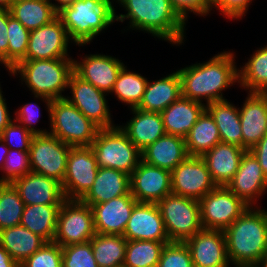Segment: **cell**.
<instances>
[{
    "mask_svg": "<svg viewBox=\"0 0 267 267\" xmlns=\"http://www.w3.org/2000/svg\"><path fill=\"white\" fill-rule=\"evenodd\" d=\"M233 52H222L208 62L196 63L178 70L182 97L205 105L226 100L222 91L239 82V72Z\"/></svg>",
    "mask_w": 267,
    "mask_h": 267,
    "instance_id": "1",
    "label": "cell"
},
{
    "mask_svg": "<svg viewBox=\"0 0 267 267\" xmlns=\"http://www.w3.org/2000/svg\"><path fill=\"white\" fill-rule=\"evenodd\" d=\"M224 234L231 265H258L267 253V211L249 206Z\"/></svg>",
    "mask_w": 267,
    "mask_h": 267,
    "instance_id": "2",
    "label": "cell"
},
{
    "mask_svg": "<svg viewBox=\"0 0 267 267\" xmlns=\"http://www.w3.org/2000/svg\"><path fill=\"white\" fill-rule=\"evenodd\" d=\"M117 1L127 14L116 15V21L130 20L129 28L132 30H141L170 44L182 45L186 23L174 11L170 0Z\"/></svg>",
    "mask_w": 267,
    "mask_h": 267,
    "instance_id": "3",
    "label": "cell"
},
{
    "mask_svg": "<svg viewBox=\"0 0 267 267\" xmlns=\"http://www.w3.org/2000/svg\"><path fill=\"white\" fill-rule=\"evenodd\" d=\"M73 72L72 58L22 60L10 70V74L21 76V81L25 82L35 98L45 100L49 118L51 101L65 98L62 92L68 89Z\"/></svg>",
    "mask_w": 267,
    "mask_h": 267,
    "instance_id": "4",
    "label": "cell"
},
{
    "mask_svg": "<svg viewBox=\"0 0 267 267\" xmlns=\"http://www.w3.org/2000/svg\"><path fill=\"white\" fill-rule=\"evenodd\" d=\"M113 0H76L58 12L65 29L78 46H84L115 22Z\"/></svg>",
    "mask_w": 267,
    "mask_h": 267,
    "instance_id": "5",
    "label": "cell"
},
{
    "mask_svg": "<svg viewBox=\"0 0 267 267\" xmlns=\"http://www.w3.org/2000/svg\"><path fill=\"white\" fill-rule=\"evenodd\" d=\"M98 167L112 168L128 175L142 160L141 151L118 126L99 129L90 145Z\"/></svg>",
    "mask_w": 267,
    "mask_h": 267,
    "instance_id": "6",
    "label": "cell"
},
{
    "mask_svg": "<svg viewBox=\"0 0 267 267\" xmlns=\"http://www.w3.org/2000/svg\"><path fill=\"white\" fill-rule=\"evenodd\" d=\"M49 133L72 147L90 146L100 129L65 98L51 101Z\"/></svg>",
    "mask_w": 267,
    "mask_h": 267,
    "instance_id": "7",
    "label": "cell"
},
{
    "mask_svg": "<svg viewBox=\"0 0 267 267\" xmlns=\"http://www.w3.org/2000/svg\"><path fill=\"white\" fill-rule=\"evenodd\" d=\"M157 205L170 242H185L203 229L199 200L171 193Z\"/></svg>",
    "mask_w": 267,
    "mask_h": 267,
    "instance_id": "8",
    "label": "cell"
},
{
    "mask_svg": "<svg viewBox=\"0 0 267 267\" xmlns=\"http://www.w3.org/2000/svg\"><path fill=\"white\" fill-rule=\"evenodd\" d=\"M93 212L81 200L66 199L60 206L53 242L61 247L85 243L95 236Z\"/></svg>",
    "mask_w": 267,
    "mask_h": 267,
    "instance_id": "9",
    "label": "cell"
},
{
    "mask_svg": "<svg viewBox=\"0 0 267 267\" xmlns=\"http://www.w3.org/2000/svg\"><path fill=\"white\" fill-rule=\"evenodd\" d=\"M71 147L50 133L34 135L29 148L31 172L62 184Z\"/></svg>",
    "mask_w": 267,
    "mask_h": 267,
    "instance_id": "10",
    "label": "cell"
},
{
    "mask_svg": "<svg viewBox=\"0 0 267 267\" xmlns=\"http://www.w3.org/2000/svg\"><path fill=\"white\" fill-rule=\"evenodd\" d=\"M203 229L225 230L249 207L226 186H217L199 200Z\"/></svg>",
    "mask_w": 267,
    "mask_h": 267,
    "instance_id": "11",
    "label": "cell"
},
{
    "mask_svg": "<svg viewBox=\"0 0 267 267\" xmlns=\"http://www.w3.org/2000/svg\"><path fill=\"white\" fill-rule=\"evenodd\" d=\"M98 169L90 146L71 147L62 182L65 198L81 200L93 186Z\"/></svg>",
    "mask_w": 267,
    "mask_h": 267,
    "instance_id": "12",
    "label": "cell"
},
{
    "mask_svg": "<svg viewBox=\"0 0 267 267\" xmlns=\"http://www.w3.org/2000/svg\"><path fill=\"white\" fill-rule=\"evenodd\" d=\"M71 96L65 99L74 105L85 117L91 120L100 129L115 127L112 123L106 93L100 91L91 83L83 80L75 72L69 79Z\"/></svg>",
    "mask_w": 267,
    "mask_h": 267,
    "instance_id": "13",
    "label": "cell"
},
{
    "mask_svg": "<svg viewBox=\"0 0 267 267\" xmlns=\"http://www.w3.org/2000/svg\"><path fill=\"white\" fill-rule=\"evenodd\" d=\"M172 193L200 200L217 185L202 157L188 156L171 171Z\"/></svg>",
    "mask_w": 267,
    "mask_h": 267,
    "instance_id": "14",
    "label": "cell"
},
{
    "mask_svg": "<svg viewBox=\"0 0 267 267\" xmlns=\"http://www.w3.org/2000/svg\"><path fill=\"white\" fill-rule=\"evenodd\" d=\"M71 39L60 18L30 31L26 57L23 60L71 58L68 44Z\"/></svg>",
    "mask_w": 267,
    "mask_h": 267,
    "instance_id": "15",
    "label": "cell"
},
{
    "mask_svg": "<svg viewBox=\"0 0 267 267\" xmlns=\"http://www.w3.org/2000/svg\"><path fill=\"white\" fill-rule=\"evenodd\" d=\"M130 193L138 203H158L172 193L171 172L141 160L130 175Z\"/></svg>",
    "mask_w": 267,
    "mask_h": 267,
    "instance_id": "16",
    "label": "cell"
},
{
    "mask_svg": "<svg viewBox=\"0 0 267 267\" xmlns=\"http://www.w3.org/2000/svg\"><path fill=\"white\" fill-rule=\"evenodd\" d=\"M185 244L194 267H229L224 230L202 229Z\"/></svg>",
    "mask_w": 267,
    "mask_h": 267,
    "instance_id": "17",
    "label": "cell"
},
{
    "mask_svg": "<svg viewBox=\"0 0 267 267\" xmlns=\"http://www.w3.org/2000/svg\"><path fill=\"white\" fill-rule=\"evenodd\" d=\"M226 187L241 198L248 206L257 203V198L267 190V177L255 156L249 151L242 155L239 167Z\"/></svg>",
    "mask_w": 267,
    "mask_h": 267,
    "instance_id": "18",
    "label": "cell"
},
{
    "mask_svg": "<svg viewBox=\"0 0 267 267\" xmlns=\"http://www.w3.org/2000/svg\"><path fill=\"white\" fill-rule=\"evenodd\" d=\"M123 237L127 240L170 242L157 203H137Z\"/></svg>",
    "mask_w": 267,
    "mask_h": 267,
    "instance_id": "19",
    "label": "cell"
},
{
    "mask_svg": "<svg viewBox=\"0 0 267 267\" xmlns=\"http://www.w3.org/2000/svg\"><path fill=\"white\" fill-rule=\"evenodd\" d=\"M138 201L129 192L91 206L97 234L123 235L131 212Z\"/></svg>",
    "mask_w": 267,
    "mask_h": 267,
    "instance_id": "20",
    "label": "cell"
},
{
    "mask_svg": "<svg viewBox=\"0 0 267 267\" xmlns=\"http://www.w3.org/2000/svg\"><path fill=\"white\" fill-rule=\"evenodd\" d=\"M123 66L118 58L103 54L87 55L80 62L74 60V72L106 94L111 93Z\"/></svg>",
    "mask_w": 267,
    "mask_h": 267,
    "instance_id": "21",
    "label": "cell"
},
{
    "mask_svg": "<svg viewBox=\"0 0 267 267\" xmlns=\"http://www.w3.org/2000/svg\"><path fill=\"white\" fill-rule=\"evenodd\" d=\"M12 184L25 205H61L66 200L62 184L45 175L29 172Z\"/></svg>",
    "mask_w": 267,
    "mask_h": 267,
    "instance_id": "22",
    "label": "cell"
},
{
    "mask_svg": "<svg viewBox=\"0 0 267 267\" xmlns=\"http://www.w3.org/2000/svg\"><path fill=\"white\" fill-rule=\"evenodd\" d=\"M239 113L243 149L247 151L267 134V93L249 92Z\"/></svg>",
    "mask_w": 267,
    "mask_h": 267,
    "instance_id": "23",
    "label": "cell"
},
{
    "mask_svg": "<svg viewBox=\"0 0 267 267\" xmlns=\"http://www.w3.org/2000/svg\"><path fill=\"white\" fill-rule=\"evenodd\" d=\"M245 151L239 146L221 142L202 156L217 186H226L231 181Z\"/></svg>",
    "mask_w": 267,
    "mask_h": 267,
    "instance_id": "24",
    "label": "cell"
},
{
    "mask_svg": "<svg viewBox=\"0 0 267 267\" xmlns=\"http://www.w3.org/2000/svg\"><path fill=\"white\" fill-rule=\"evenodd\" d=\"M135 114L125 126H119L129 140L140 150L164 136L165 130L162 116L158 112L144 111L137 108L131 109Z\"/></svg>",
    "mask_w": 267,
    "mask_h": 267,
    "instance_id": "25",
    "label": "cell"
},
{
    "mask_svg": "<svg viewBox=\"0 0 267 267\" xmlns=\"http://www.w3.org/2000/svg\"><path fill=\"white\" fill-rule=\"evenodd\" d=\"M141 155L145 163L171 172L188 157L185 138L165 134L142 150Z\"/></svg>",
    "mask_w": 267,
    "mask_h": 267,
    "instance_id": "26",
    "label": "cell"
},
{
    "mask_svg": "<svg viewBox=\"0 0 267 267\" xmlns=\"http://www.w3.org/2000/svg\"><path fill=\"white\" fill-rule=\"evenodd\" d=\"M130 192V175L112 168L99 167L93 186L81 201L90 206L101 204Z\"/></svg>",
    "mask_w": 267,
    "mask_h": 267,
    "instance_id": "27",
    "label": "cell"
},
{
    "mask_svg": "<svg viewBox=\"0 0 267 267\" xmlns=\"http://www.w3.org/2000/svg\"><path fill=\"white\" fill-rule=\"evenodd\" d=\"M205 109L204 103L181 96L160 113L165 133L185 138Z\"/></svg>",
    "mask_w": 267,
    "mask_h": 267,
    "instance_id": "28",
    "label": "cell"
},
{
    "mask_svg": "<svg viewBox=\"0 0 267 267\" xmlns=\"http://www.w3.org/2000/svg\"><path fill=\"white\" fill-rule=\"evenodd\" d=\"M181 96V78L176 71L157 81H147L142 101L137 109L161 113Z\"/></svg>",
    "mask_w": 267,
    "mask_h": 267,
    "instance_id": "29",
    "label": "cell"
},
{
    "mask_svg": "<svg viewBox=\"0 0 267 267\" xmlns=\"http://www.w3.org/2000/svg\"><path fill=\"white\" fill-rule=\"evenodd\" d=\"M46 241L24 226L0 230V246L20 265L38 251Z\"/></svg>",
    "mask_w": 267,
    "mask_h": 267,
    "instance_id": "30",
    "label": "cell"
},
{
    "mask_svg": "<svg viewBox=\"0 0 267 267\" xmlns=\"http://www.w3.org/2000/svg\"><path fill=\"white\" fill-rule=\"evenodd\" d=\"M206 110L217 125L221 142L243 148L239 108L226 99L207 104Z\"/></svg>",
    "mask_w": 267,
    "mask_h": 267,
    "instance_id": "31",
    "label": "cell"
},
{
    "mask_svg": "<svg viewBox=\"0 0 267 267\" xmlns=\"http://www.w3.org/2000/svg\"><path fill=\"white\" fill-rule=\"evenodd\" d=\"M60 206L41 204L25 205L20 225L37 234L46 242H53Z\"/></svg>",
    "mask_w": 267,
    "mask_h": 267,
    "instance_id": "32",
    "label": "cell"
},
{
    "mask_svg": "<svg viewBox=\"0 0 267 267\" xmlns=\"http://www.w3.org/2000/svg\"><path fill=\"white\" fill-rule=\"evenodd\" d=\"M51 3V0H14L9 12L31 31L50 23L57 17L58 13Z\"/></svg>",
    "mask_w": 267,
    "mask_h": 267,
    "instance_id": "33",
    "label": "cell"
},
{
    "mask_svg": "<svg viewBox=\"0 0 267 267\" xmlns=\"http://www.w3.org/2000/svg\"><path fill=\"white\" fill-rule=\"evenodd\" d=\"M188 156L202 157L216 144L221 143L217 125L205 109L185 137Z\"/></svg>",
    "mask_w": 267,
    "mask_h": 267,
    "instance_id": "34",
    "label": "cell"
},
{
    "mask_svg": "<svg viewBox=\"0 0 267 267\" xmlns=\"http://www.w3.org/2000/svg\"><path fill=\"white\" fill-rule=\"evenodd\" d=\"M99 267H118L125 261L127 239L123 235L95 234L90 240Z\"/></svg>",
    "mask_w": 267,
    "mask_h": 267,
    "instance_id": "35",
    "label": "cell"
},
{
    "mask_svg": "<svg viewBox=\"0 0 267 267\" xmlns=\"http://www.w3.org/2000/svg\"><path fill=\"white\" fill-rule=\"evenodd\" d=\"M238 72V83L243 89L267 93V45L256 50Z\"/></svg>",
    "mask_w": 267,
    "mask_h": 267,
    "instance_id": "36",
    "label": "cell"
},
{
    "mask_svg": "<svg viewBox=\"0 0 267 267\" xmlns=\"http://www.w3.org/2000/svg\"><path fill=\"white\" fill-rule=\"evenodd\" d=\"M147 81L146 77L130 72L124 65L111 93H114L122 103L129 105L130 109L137 108L142 101Z\"/></svg>",
    "mask_w": 267,
    "mask_h": 267,
    "instance_id": "37",
    "label": "cell"
},
{
    "mask_svg": "<svg viewBox=\"0 0 267 267\" xmlns=\"http://www.w3.org/2000/svg\"><path fill=\"white\" fill-rule=\"evenodd\" d=\"M150 240H127L125 253L126 267H157L165 244Z\"/></svg>",
    "mask_w": 267,
    "mask_h": 267,
    "instance_id": "38",
    "label": "cell"
},
{
    "mask_svg": "<svg viewBox=\"0 0 267 267\" xmlns=\"http://www.w3.org/2000/svg\"><path fill=\"white\" fill-rule=\"evenodd\" d=\"M25 204L12 183H0V230L20 225Z\"/></svg>",
    "mask_w": 267,
    "mask_h": 267,
    "instance_id": "39",
    "label": "cell"
},
{
    "mask_svg": "<svg viewBox=\"0 0 267 267\" xmlns=\"http://www.w3.org/2000/svg\"><path fill=\"white\" fill-rule=\"evenodd\" d=\"M7 31V70L10 73V70L26 57L30 30L26 29L16 18L10 15Z\"/></svg>",
    "mask_w": 267,
    "mask_h": 267,
    "instance_id": "40",
    "label": "cell"
},
{
    "mask_svg": "<svg viewBox=\"0 0 267 267\" xmlns=\"http://www.w3.org/2000/svg\"><path fill=\"white\" fill-rule=\"evenodd\" d=\"M2 171L5 175L0 177V183H12L31 172L29 151L9 149Z\"/></svg>",
    "mask_w": 267,
    "mask_h": 267,
    "instance_id": "41",
    "label": "cell"
},
{
    "mask_svg": "<svg viewBox=\"0 0 267 267\" xmlns=\"http://www.w3.org/2000/svg\"><path fill=\"white\" fill-rule=\"evenodd\" d=\"M63 267H99L92 252L90 241L62 247Z\"/></svg>",
    "mask_w": 267,
    "mask_h": 267,
    "instance_id": "42",
    "label": "cell"
},
{
    "mask_svg": "<svg viewBox=\"0 0 267 267\" xmlns=\"http://www.w3.org/2000/svg\"><path fill=\"white\" fill-rule=\"evenodd\" d=\"M62 247L55 242H46L19 267H62Z\"/></svg>",
    "mask_w": 267,
    "mask_h": 267,
    "instance_id": "43",
    "label": "cell"
},
{
    "mask_svg": "<svg viewBox=\"0 0 267 267\" xmlns=\"http://www.w3.org/2000/svg\"><path fill=\"white\" fill-rule=\"evenodd\" d=\"M157 267H194L185 242H169L163 247Z\"/></svg>",
    "mask_w": 267,
    "mask_h": 267,
    "instance_id": "44",
    "label": "cell"
},
{
    "mask_svg": "<svg viewBox=\"0 0 267 267\" xmlns=\"http://www.w3.org/2000/svg\"><path fill=\"white\" fill-rule=\"evenodd\" d=\"M34 135L17 121H11L2 131L0 138L9 149L29 151Z\"/></svg>",
    "mask_w": 267,
    "mask_h": 267,
    "instance_id": "45",
    "label": "cell"
},
{
    "mask_svg": "<svg viewBox=\"0 0 267 267\" xmlns=\"http://www.w3.org/2000/svg\"><path fill=\"white\" fill-rule=\"evenodd\" d=\"M174 11L186 23L188 12L206 16L212 10L211 0H170Z\"/></svg>",
    "mask_w": 267,
    "mask_h": 267,
    "instance_id": "46",
    "label": "cell"
},
{
    "mask_svg": "<svg viewBox=\"0 0 267 267\" xmlns=\"http://www.w3.org/2000/svg\"><path fill=\"white\" fill-rule=\"evenodd\" d=\"M14 114L16 118L13 120L23 125L31 134L42 135L49 133L46 129L40 130L33 126V124L35 125V123L38 122V118L40 117V108L37 103H27L20 107Z\"/></svg>",
    "mask_w": 267,
    "mask_h": 267,
    "instance_id": "47",
    "label": "cell"
},
{
    "mask_svg": "<svg viewBox=\"0 0 267 267\" xmlns=\"http://www.w3.org/2000/svg\"><path fill=\"white\" fill-rule=\"evenodd\" d=\"M252 0H211L212 8H216L229 19L244 17Z\"/></svg>",
    "mask_w": 267,
    "mask_h": 267,
    "instance_id": "48",
    "label": "cell"
},
{
    "mask_svg": "<svg viewBox=\"0 0 267 267\" xmlns=\"http://www.w3.org/2000/svg\"><path fill=\"white\" fill-rule=\"evenodd\" d=\"M9 10H0V59L7 68L8 31L7 23L10 16Z\"/></svg>",
    "mask_w": 267,
    "mask_h": 267,
    "instance_id": "49",
    "label": "cell"
},
{
    "mask_svg": "<svg viewBox=\"0 0 267 267\" xmlns=\"http://www.w3.org/2000/svg\"><path fill=\"white\" fill-rule=\"evenodd\" d=\"M249 151L255 156L267 177V134Z\"/></svg>",
    "mask_w": 267,
    "mask_h": 267,
    "instance_id": "50",
    "label": "cell"
},
{
    "mask_svg": "<svg viewBox=\"0 0 267 267\" xmlns=\"http://www.w3.org/2000/svg\"><path fill=\"white\" fill-rule=\"evenodd\" d=\"M3 97L0 87V135L2 134L3 129L12 121V116H10L9 110L7 109L6 98Z\"/></svg>",
    "mask_w": 267,
    "mask_h": 267,
    "instance_id": "51",
    "label": "cell"
},
{
    "mask_svg": "<svg viewBox=\"0 0 267 267\" xmlns=\"http://www.w3.org/2000/svg\"><path fill=\"white\" fill-rule=\"evenodd\" d=\"M0 267H19V264L1 246H0Z\"/></svg>",
    "mask_w": 267,
    "mask_h": 267,
    "instance_id": "52",
    "label": "cell"
},
{
    "mask_svg": "<svg viewBox=\"0 0 267 267\" xmlns=\"http://www.w3.org/2000/svg\"><path fill=\"white\" fill-rule=\"evenodd\" d=\"M2 149V150H1ZM0 150L2 151V154L0 152V170L3 169L5 164L6 155L8 154L9 148L6 146V144L3 142V140L0 138Z\"/></svg>",
    "mask_w": 267,
    "mask_h": 267,
    "instance_id": "53",
    "label": "cell"
},
{
    "mask_svg": "<svg viewBox=\"0 0 267 267\" xmlns=\"http://www.w3.org/2000/svg\"><path fill=\"white\" fill-rule=\"evenodd\" d=\"M58 3H51L53 8L56 10V12L58 13L60 10H62L63 8L70 6L72 3H74L76 0H55Z\"/></svg>",
    "mask_w": 267,
    "mask_h": 267,
    "instance_id": "54",
    "label": "cell"
},
{
    "mask_svg": "<svg viewBox=\"0 0 267 267\" xmlns=\"http://www.w3.org/2000/svg\"><path fill=\"white\" fill-rule=\"evenodd\" d=\"M14 0H0V10H9Z\"/></svg>",
    "mask_w": 267,
    "mask_h": 267,
    "instance_id": "55",
    "label": "cell"
},
{
    "mask_svg": "<svg viewBox=\"0 0 267 267\" xmlns=\"http://www.w3.org/2000/svg\"><path fill=\"white\" fill-rule=\"evenodd\" d=\"M259 267H267V253L261 259L260 263L258 264Z\"/></svg>",
    "mask_w": 267,
    "mask_h": 267,
    "instance_id": "56",
    "label": "cell"
},
{
    "mask_svg": "<svg viewBox=\"0 0 267 267\" xmlns=\"http://www.w3.org/2000/svg\"><path fill=\"white\" fill-rule=\"evenodd\" d=\"M238 267H259L258 265H251V266H238Z\"/></svg>",
    "mask_w": 267,
    "mask_h": 267,
    "instance_id": "57",
    "label": "cell"
}]
</instances>
